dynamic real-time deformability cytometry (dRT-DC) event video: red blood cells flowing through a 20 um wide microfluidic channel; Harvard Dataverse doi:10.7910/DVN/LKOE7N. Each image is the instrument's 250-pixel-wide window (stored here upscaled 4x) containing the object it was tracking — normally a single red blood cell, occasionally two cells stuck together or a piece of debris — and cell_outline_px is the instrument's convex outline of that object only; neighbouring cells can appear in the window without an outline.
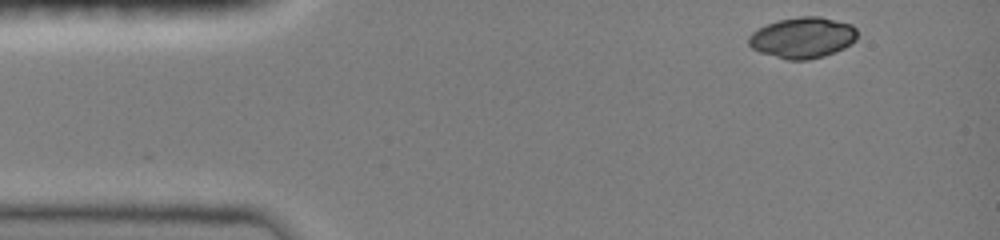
{"species": "common noctule bat (a hibernating species)", "species_latin": "Nyctalus noctula", "temperature_condition": "room temperature", "stored_images_in_passage": 6, "camera_frame_rate_fps": 3000, "um_per_image_px": 0.085, "animal": {"sex": "female", "body_mass_g": 19.0, "forearm_length_mm": 51.5}, "frame": {"image": 1, "passage_image": 1, "time_ms": 0.0, "image_size_px": [1000, 240], "cell_outline_px": [[856, 40], [852, 44], [836, 52], [824, 56], [808, 60], [788, 60], [760, 52], [752, 48], [748, 44], [748, 36], [752, 32], [768, 24], [780, 20], [800, 16], [820, 16], [852, 24], [856, 28]], "centroid_in_image_um": [68.25, 3.21], "position_along_channel_um": 16.8, "area_um2": 25.95}}
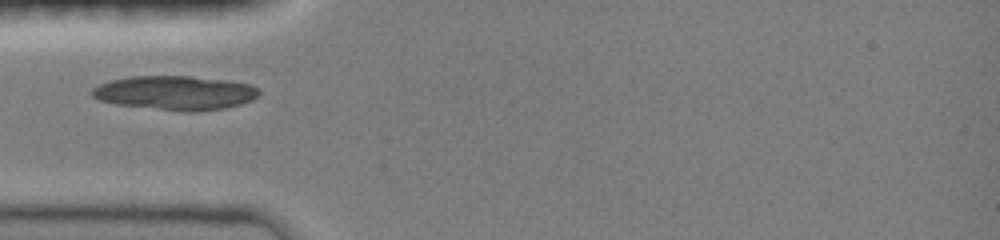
{"frame": {"image": 2, "passage_image": 5, "time_ms": 3.333, "image_size_px": [1000, 240], "cell_outline_px": [[260, 92], [252, 100], [240, 104], [224, 108], [196, 112], [184, 112], [116, 104], [100, 100], [92, 96], [88, 92], [92, 88], [100, 84], [112, 80], [132, 76], [192, 76], [228, 80], [252, 84]], "centroid_in_image_um": [14.89, 7.89], "position_along_channel_um": 70.1, "area_um2": 33.35}}